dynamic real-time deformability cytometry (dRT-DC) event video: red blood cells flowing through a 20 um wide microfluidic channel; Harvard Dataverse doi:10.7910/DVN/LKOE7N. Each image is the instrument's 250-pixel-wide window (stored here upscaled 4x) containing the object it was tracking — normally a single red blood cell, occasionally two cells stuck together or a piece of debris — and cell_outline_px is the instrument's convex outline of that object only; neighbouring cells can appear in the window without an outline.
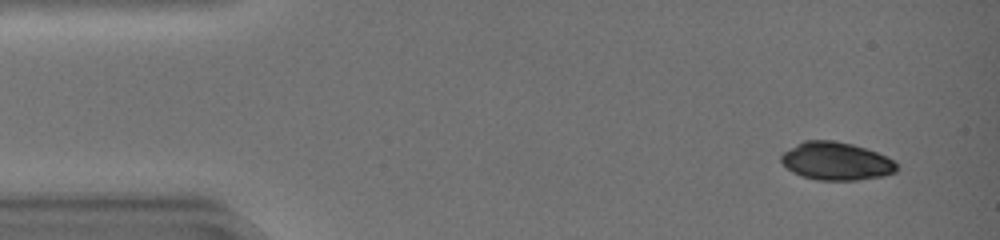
{"species": "common noctule bat (a hibernating species)", "species_latin": "Nyctalus noctula", "temperature_condition": "warm", "stored_images_in_passage": 41, "camera_frame_rate_fps": 3000, "um_per_image_px": 0.085, "animal": {"sex": "female", "body_mass_g": 19.0, "forearm_length_mm": 51.5}, "frame": {"image": 1, "passage_image": 1, "time_ms": 0.0, "image_size_px": [1000, 240], "cell_outline_px": [[896, 172], [884, 176], [856, 180], [816, 180], [800, 176], [792, 172], [780, 160], [780, 156], [784, 152], [804, 140], [832, 140], [852, 144], [876, 152], [892, 160], [896, 164]], "centroid_in_image_um": [71.05, 13.71], "position_along_channel_um": 14.0, "area_um2": 25.37}}
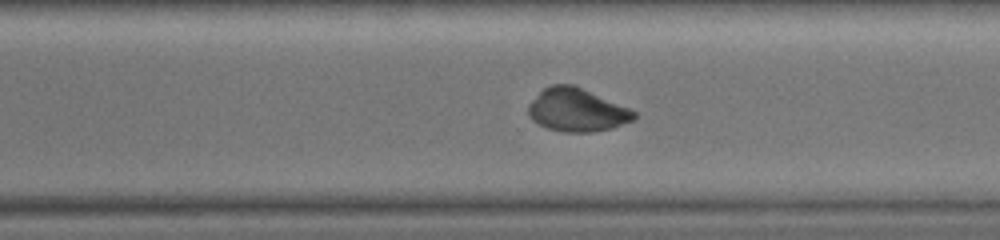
{"frame": {"image": 2, "passage_image": 29, "time_ms": 9.333, "image_size_px": [1000, 240], "cell_outline_px": [[636, 116], [632, 120], [612, 128], [592, 132], [564, 132], [548, 128], [532, 120], [528, 116], [528, 104], [544, 88], [552, 84], [572, 84], [628, 108], [636, 112]], "centroid_in_image_um": [49.0, 9.36], "position_along_channel_um": 321.6, "area_um2": 26.18}}
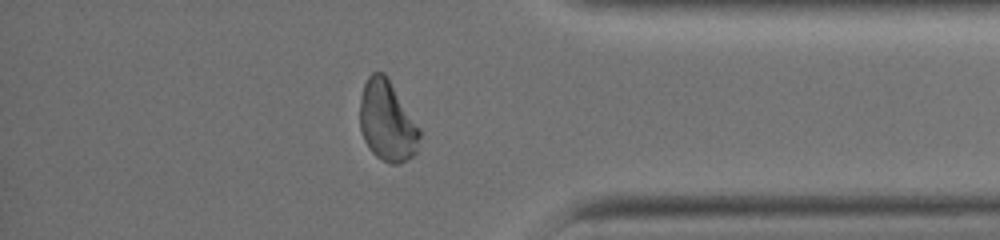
{"frame": {"image": 3, "passage_image": 35, "time_ms": 11.333, "image_size_px": [1000, 240], "cell_outline_px": [[420, 136], [416, 152], [412, 156], [400, 164], [392, 164], [376, 156], [368, 148], [360, 132], [360, 96], [364, 84], [368, 76], [372, 72], [384, 72], [388, 76], [420, 128]], "centroid_in_image_um": [32.9, 10.27], "position_along_channel_um": 402.3, "area_um2": 28.32}, "authors_computed_cell_mechanics": {"area_um2": 28.322, "velocity_mm_per_s": 4.4118, "shape_relaxation_time_tau1_ms": null, "shape_relaxation_time_tau2_ms": 10.2658, "deformation_change_tau1": null, "deformation_change_tau2": 0.0678}}